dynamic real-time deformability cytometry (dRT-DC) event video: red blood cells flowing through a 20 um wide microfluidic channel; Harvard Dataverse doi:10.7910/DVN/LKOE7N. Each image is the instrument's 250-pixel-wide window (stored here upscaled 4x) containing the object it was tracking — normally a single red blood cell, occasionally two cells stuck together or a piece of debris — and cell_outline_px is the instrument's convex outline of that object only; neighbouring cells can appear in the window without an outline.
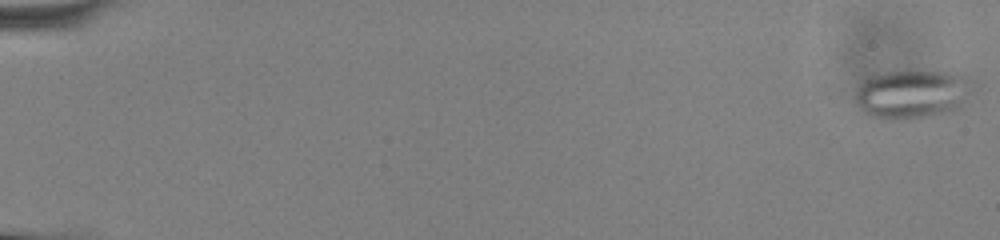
{"species": "common noctule bat (a hibernating species)", "species_latin": "Nyctalus noctula", "temperature_condition": "cold", "stored_images_in_passage": 54, "camera_frame_rate_fps": 3000, "um_per_image_px": 0.085, "animal": {"sex": "male", "body_mass_g": 13.0, "forearm_length_mm": 53.1}, "frame": {"image": 1, "passage_image": 1, "time_ms": 0.0, "image_size_px": [1000, 240], "cell_outline_px": [[972, 88], [964, 108], [952, 112], [908, 120], [888, 120], [872, 116], [864, 112], [856, 104], [856, 92], [860, 84], [864, 80], [872, 76], [888, 72], [948, 72], [968, 76], [972, 80]], "centroid_in_image_um": [77.61, 8.04], "position_along_channel_um": 7.4, "area_um2": 33.76}}
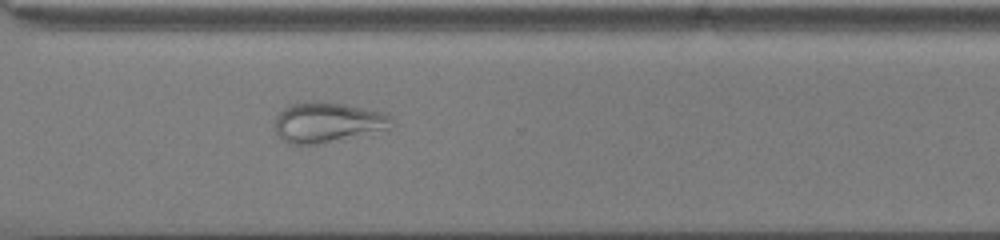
{"frame": {"image": 2, "passage_image": 41, "time_ms": 13.333, "image_size_px": [1000, 240], "cell_outline_px": [[392, 128], [372, 136], [320, 144], [288, 144], [280, 140], [276, 132], [276, 116], [288, 104], [304, 100], [320, 100], [344, 104], [384, 112], [392, 116]], "centroid_in_image_um": [27.91, 10.42], "position_along_channel_um": 342.7, "area_um2": 28.73}}
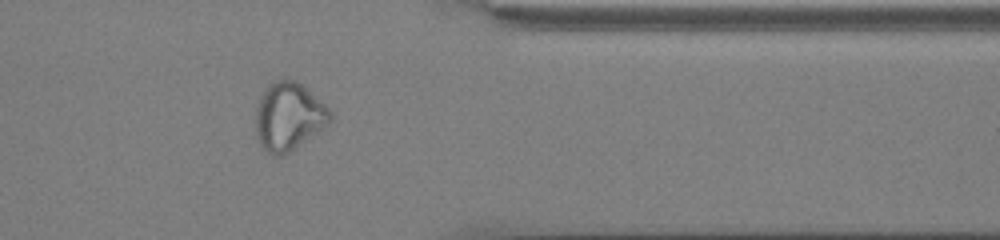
{"frame": {"image": 3, "passage_image": 45, "time_ms": 14.667, "image_size_px": [1000, 240], "cell_outline_px": [[332, 120], [328, 124], [288, 152], [280, 156], [272, 156], [260, 144], [256, 136], [256, 108], [260, 96], [264, 88], [272, 80], [296, 80], [324, 104], [332, 112]], "centroid_in_image_um": [24.5, 9.88], "position_along_channel_um": 386.9, "area_um2": 29.19}}